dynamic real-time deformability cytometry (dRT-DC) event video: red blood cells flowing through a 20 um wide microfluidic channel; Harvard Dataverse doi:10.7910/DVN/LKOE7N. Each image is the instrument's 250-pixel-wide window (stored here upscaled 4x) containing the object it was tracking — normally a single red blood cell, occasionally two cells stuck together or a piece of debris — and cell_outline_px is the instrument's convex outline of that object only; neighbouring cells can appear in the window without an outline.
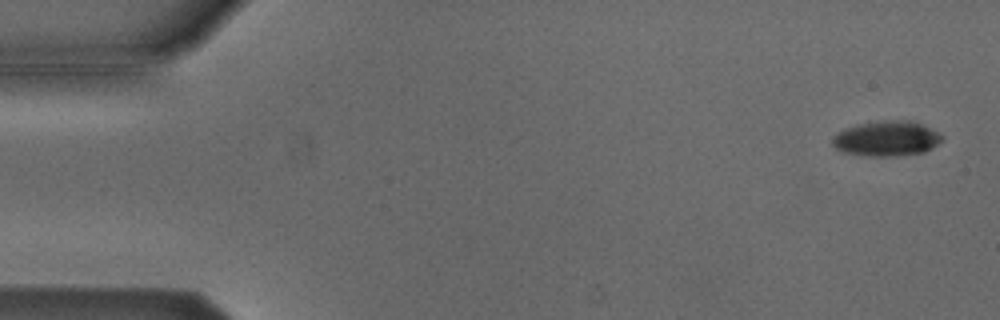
{"species": "Egyptian fruit bat (a non-hibernating species)", "species_latin": "Rousettus aegyptiacus", "temperature_condition": "cold", "stored_images_in_passage": 12, "camera_frame_rate_fps": 3000, "um_per_image_px": 0.085, "animal": {"sex": "male"}, "frame": {"image": 1, "passage_image": 2, "time_ms": 0.333, "image_size_px": [1000, 320], "cell_outline_px": [[944, 136], [932, 148], [924, 152], [900, 156], [864, 156], [840, 152], [832, 144], [832, 140], [840, 132], [848, 128], [860, 124], [892, 120], [908, 120], [920, 124]], "centroid_in_image_um": [75.35, 11.81], "position_along_channel_um": 9.6, "area_um2": 22.02}}